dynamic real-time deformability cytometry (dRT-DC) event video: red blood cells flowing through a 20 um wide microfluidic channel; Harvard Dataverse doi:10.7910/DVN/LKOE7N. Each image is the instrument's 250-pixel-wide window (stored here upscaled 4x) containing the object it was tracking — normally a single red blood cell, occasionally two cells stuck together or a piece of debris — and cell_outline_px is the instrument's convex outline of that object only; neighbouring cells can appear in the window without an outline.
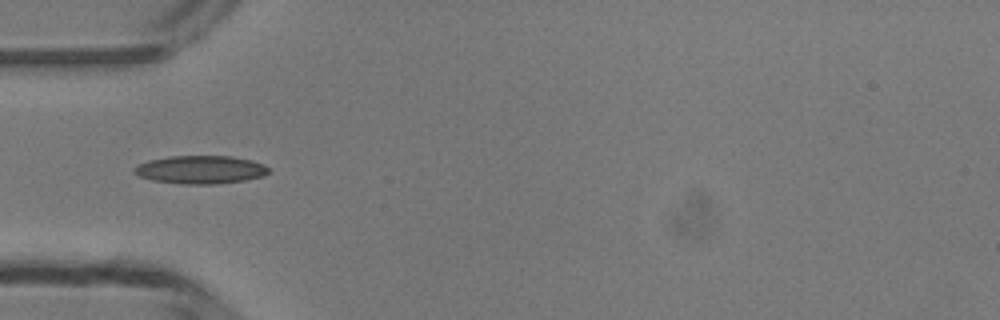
{"species": "common noctule bat (a hibernating species)", "species_latin": "Nyctalus noctula", "temperature_condition": "room temperature", "stored_images_in_passage": 34, "camera_frame_rate_fps": 3000, "um_per_image_px": 0.085, "animal": {"sex": "male", "body_mass_g": 13.3}, "frame": {"image": 1, "passage_image": 1, "time_ms": 0.0, "image_size_px": [1000, 320], "cell_outline_px": [[268, 172], [264, 176], [244, 180], [216, 184], [180, 184], [152, 180], [140, 176], [132, 172], [132, 168], [136, 164], [148, 160], [168, 156], [232, 156], [252, 160], [264, 164], [268, 168]], "centroid_in_image_um": [17.0, 14.41], "position_along_channel_um": 68.0, "area_um2": 22.25}}
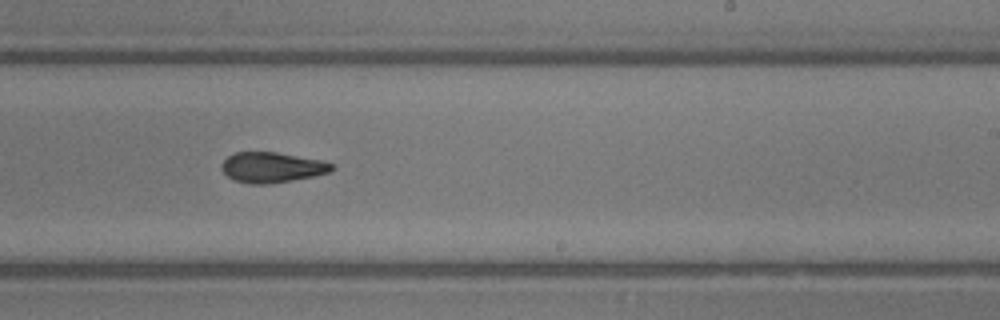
{"frame": {"image": 2, "passage_image": 15, "time_ms": 4.667, "image_size_px": [1000, 320], "cell_outline_px": [[336, 168], [328, 172], [312, 176], [292, 180], [268, 184], [252, 184], [232, 180], [220, 168], [220, 164], [228, 156], [236, 152], [276, 152], [324, 160], [332, 164]], "centroid_in_image_um": [23.1, 14.22], "position_along_channel_um": 265.9, "area_um2": 19.54}}
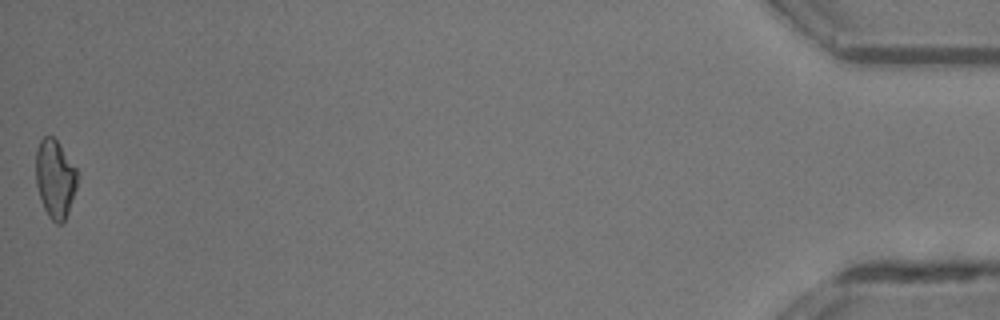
{"frame": {"image": 3, "passage_image": 34, "time_ms": 11.0, "image_size_px": [1000, 320], "cell_outline_px": [[76, 188], [68, 212], [64, 220], [60, 224], [56, 224], [48, 216], [44, 208], [36, 184], [36, 148], [40, 140], [44, 136], [52, 136], [56, 140], [76, 168]], "centroid_in_image_um": [4.66, 15.19], "position_along_channel_um": 430.5, "area_um2": 18.61}, "authors_computed_cell_mechanics": {"area_um2": 19.3341, "velocity_mm_per_s": 4.2253, "shape_relaxation_time_tau1_ms": 5.4266, "shape_relaxation_time_tau2_ms": 5.1873, "deformation_change_tau1": 0.1595, "deformation_change_tau2": 0.1296}}